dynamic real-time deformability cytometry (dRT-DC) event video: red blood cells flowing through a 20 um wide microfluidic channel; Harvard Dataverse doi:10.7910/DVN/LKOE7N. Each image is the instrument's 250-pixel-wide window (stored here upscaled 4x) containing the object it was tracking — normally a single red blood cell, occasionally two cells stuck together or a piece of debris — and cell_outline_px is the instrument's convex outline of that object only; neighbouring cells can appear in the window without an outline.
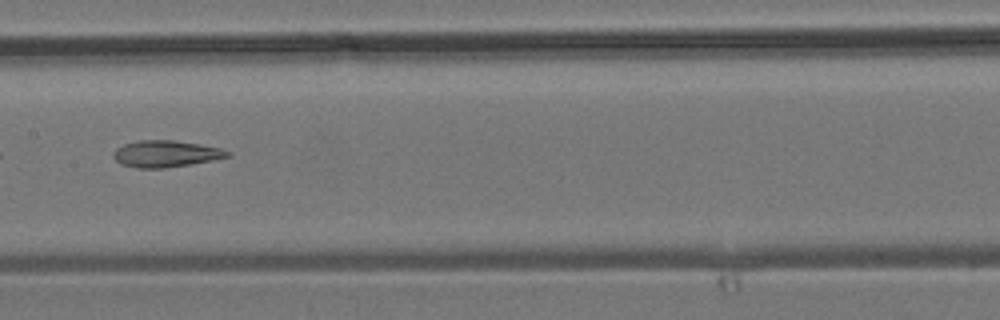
{"species": "common noctule bat (a hibernating species)", "species_latin": "Nyctalus noctula", "temperature_condition": "room temperature", "stored_images_in_passage": 6, "camera_frame_rate_fps": 3000, "um_per_image_px": 0.085, "animal": {"sex": "male", "body_mass_g": 19.2, "forearm_length_mm": 51.8}, "frame": {"image": 1, "passage_image": 5, "time_ms": 7.0, "image_size_px": [1000, 320], "cell_outline_px": [[232, 156], [188, 164], [164, 168], [136, 168], [120, 164], [112, 156], [112, 152], [116, 148], [124, 144], [140, 140], [172, 140], [220, 148], [232, 152]], "centroid_in_image_um": [14.05, 13.07], "position_along_channel_um": 193.4, "area_um2": 17.57}}
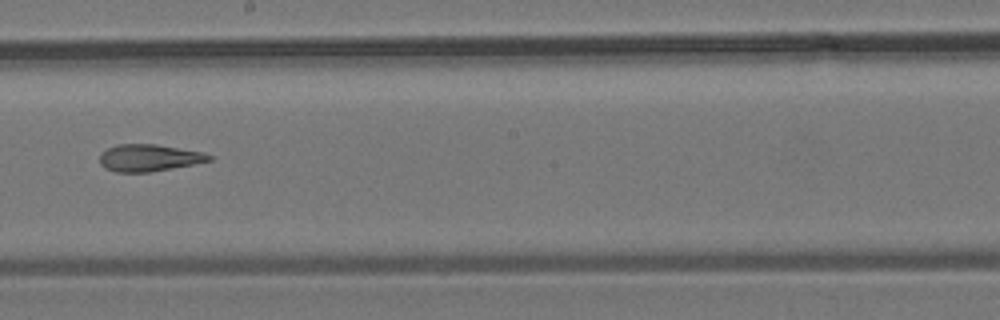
{"frame": {"image": 2, "passage_image": 6, "time_ms": 8.0, "image_size_px": [1000, 320], "cell_outline_px": [[212, 160], [172, 168], [148, 172], [116, 172], [104, 168], [100, 164], [100, 152], [116, 144], [156, 144], [204, 152], [212, 156]], "centroid_in_image_um": [12.63, 13.41], "position_along_channel_um": 235.6, "area_um2": 17.22}}